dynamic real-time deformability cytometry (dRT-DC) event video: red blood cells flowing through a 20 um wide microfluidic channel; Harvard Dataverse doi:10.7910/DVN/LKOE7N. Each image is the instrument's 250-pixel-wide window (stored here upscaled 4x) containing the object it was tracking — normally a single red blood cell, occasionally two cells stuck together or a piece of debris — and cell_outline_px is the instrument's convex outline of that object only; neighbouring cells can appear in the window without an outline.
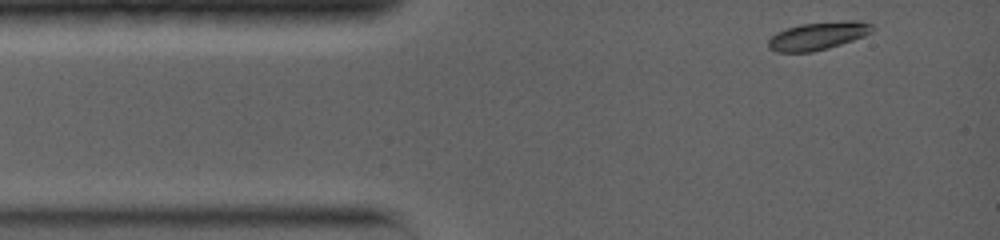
{"species": "common noctule bat (a hibernating species)", "species_latin": "Nyctalus noctula", "temperature_condition": "warm", "stored_images_in_passage": 60, "camera_frame_rate_fps": 5000, "um_per_image_px": 0.085, "animal": {"sex": "female", "body_mass_g": 19.0, "forearm_length_mm": 56.7}, "frame": {"image": 1, "passage_image": 1, "time_ms": 0.0, "image_size_px": [1000, 240], "cell_outline_px": [[876, 28], [872, 32], [864, 36], [828, 48], [812, 52], [776, 52], [768, 48], [768, 40], [776, 32], [800, 24], [844, 20], [860, 20], [872, 24]], "centroid_in_image_um": [69.56, 3.04], "position_along_channel_um": 15.4, "area_um2": 17.05}}
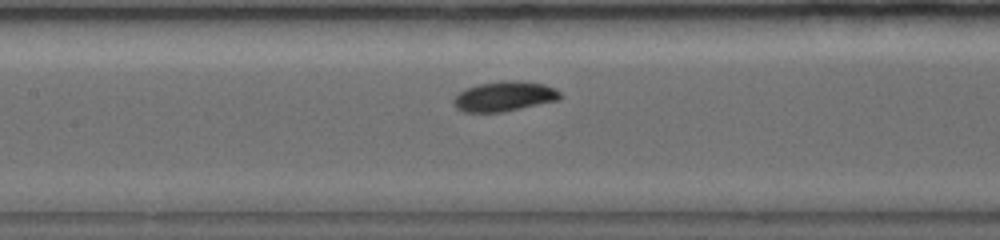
{"frame": {"image": 2, "passage_image": 33, "time_ms": 5.0, "image_size_px": [1000, 240], "cell_outline_px": [[564, 96], [560, 100], [504, 112], [464, 112], [456, 108], [452, 104], [452, 100], [464, 88], [476, 84], [500, 80], [520, 80], [544, 84], [556, 88]], "centroid_in_image_um": [42.89, 8.18], "position_along_channel_um": 164.5, "area_um2": 19.13}}
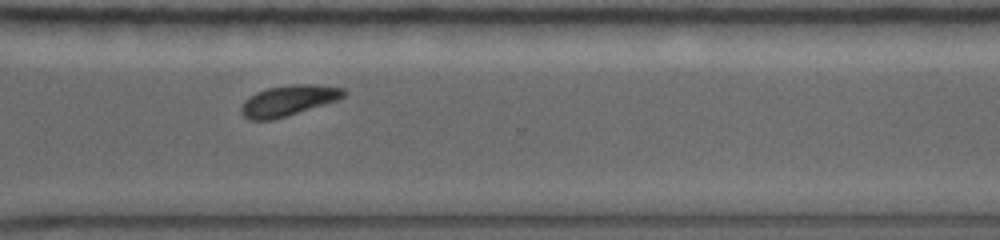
{"frame": {"image": 3, "passage_image": 59, "time_ms": 9.6, "image_size_px": [1000, 240], "cell_outline_px": [[348, 92], [344, 96], [336, 100], [272, 120], [252, 120], [244, 116], [240, 108], [244, 100], [256, 92], [268, 88], [292, 84], [316, 84], [344, 88]], "centroid_in_image_um": [24.51, 8.53], "position_along_channel_um": 346.1, "area_um2": 18.03}}